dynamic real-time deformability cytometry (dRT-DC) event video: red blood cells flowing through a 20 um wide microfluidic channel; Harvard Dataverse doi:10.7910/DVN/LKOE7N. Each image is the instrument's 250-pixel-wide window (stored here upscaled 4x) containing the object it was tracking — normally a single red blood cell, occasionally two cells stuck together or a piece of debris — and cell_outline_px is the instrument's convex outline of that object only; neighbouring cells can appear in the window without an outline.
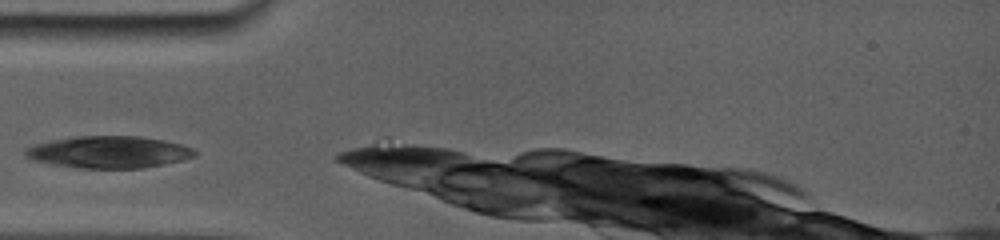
{"species": "common noctule bat (a hibernating species)", "species_latin": "Nyctalus noctula", "temperature_condition": "room temperature", "stored_images_in_passage": 12, "camera_frame_rate_fps": 5000, "um_per_image_px": 0.085, "animal": {"sex": "female", "body_mass_g": 19.0, "forearm_length_mm": 56.7}, "frame": {"image": 1, "passage_image": 1, "time_ms": 0.0, "image_size_px": [1000, 240], "cell_outline_px": [[196, 156], [184, 160], [144, 168], [76, 168], [52, 164], [32, 160], [24, 156], [24, 152], [28, 148], [36, 144], [56, 140], [80, 136], [136, 136], [160, 140], [180, 144], [192, 148], [196, 152]], "centroid_in_image_um": [9.27, 12.94], "position_along_channel_um": 75.7, "area_um2": 31.27}}